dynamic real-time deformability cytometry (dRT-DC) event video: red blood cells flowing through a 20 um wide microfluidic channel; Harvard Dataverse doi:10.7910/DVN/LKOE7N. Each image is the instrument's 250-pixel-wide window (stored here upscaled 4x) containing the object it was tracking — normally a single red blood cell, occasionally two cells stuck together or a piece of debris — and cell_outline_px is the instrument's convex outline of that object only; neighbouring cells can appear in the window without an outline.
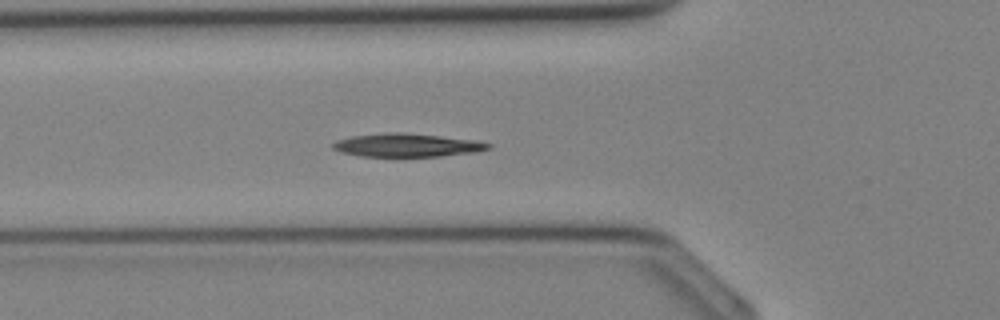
{"species": "Egyptian fruit bat (a non-hibernating species)", "species_latin": "Rousettus aegyptiacus", "temperature_condition": "cold", "stored_images_in_passage": 25, "camera_frame_rate_fps": 3000, "um_per_image_px": 0.085, "animal": {"sex": "female"}, "frame": {"image": 1, "passage_image": 2, "time_ms": 0.333, "image_size_px": [1000, 320], "cell_outline_px": [[492, 148], [476, 152], [440, 156], [360, 156], [340, 152], [332, 148], [332, 144], [336, 140], [352, 136], [388, 132], [400, 132], [440, 136], [476, 140], [492, 144]], "centroid_in_image_um": [34.6, 12.34], "position_along_channel_um": 91.2, "area_um2": 21.1}}
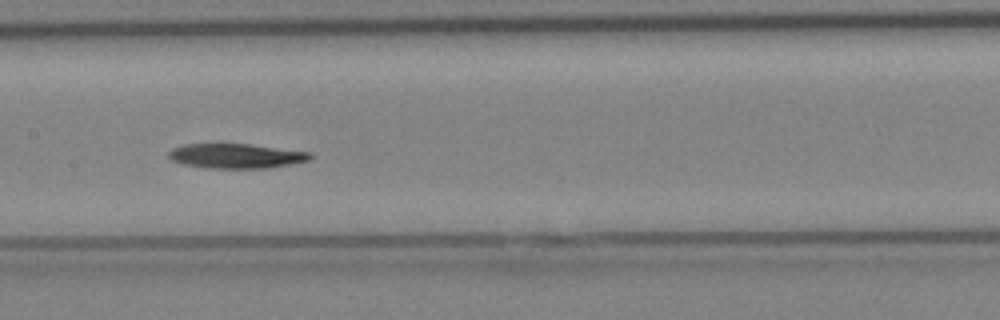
{"frame": {"image": 2, "passage_image": 7, "time_ms": 2.0, "image_size_px": [1000, 320], "cell_outline_px": [[312, 156], [308, 160], [288, 164], [264, 168], [204, 168], [184, 164], [172, 160], [168, 156], [168, 152], [172, 148], [184, 144], [252, 144], [312, 152]], "centroid_in_image_um": [20.04, 13.25], "position_along_channel_um": 187.4, "area_um2": 20.29}}
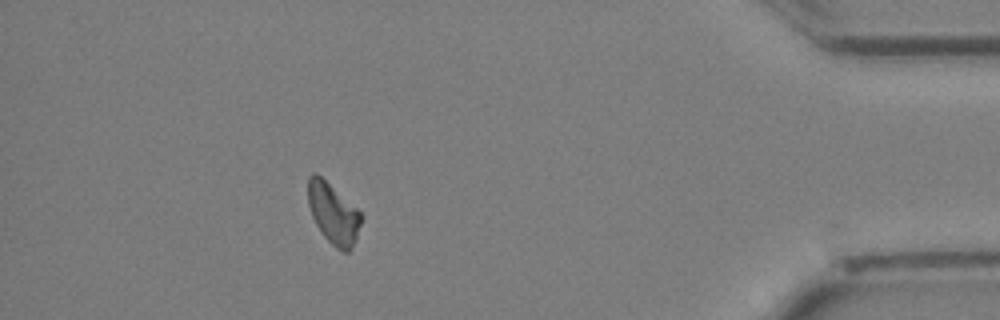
{"frame": {"image": 3, "passage_image": 21, "time_ms": 6.667, "image_size_px": [1000, 320], "cell_outline_px": [[364, 216], [356, 240], [352, 248], [348, 252], [340, 252], [324, 236], [316, 224], [312, 216], [308, 204], [308, 176], [312, 172], [316, 172], [356, 208]], "centroid_in_image_um": [28.34, 18.17], "position_along_channel_um": 406.9, "area_um2": 18.79}}